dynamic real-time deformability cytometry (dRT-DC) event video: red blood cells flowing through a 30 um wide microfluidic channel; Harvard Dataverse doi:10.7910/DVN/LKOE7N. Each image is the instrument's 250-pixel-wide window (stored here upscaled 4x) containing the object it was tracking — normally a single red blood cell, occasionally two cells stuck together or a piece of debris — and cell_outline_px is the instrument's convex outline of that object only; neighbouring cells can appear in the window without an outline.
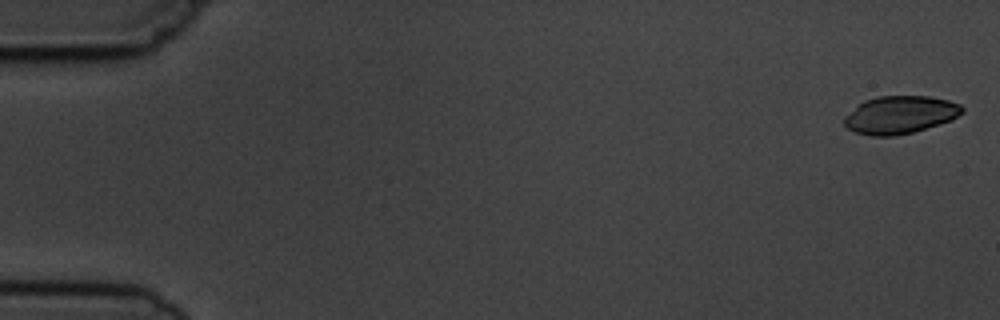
{"species": "common noctule bat (a hibernating species)", "species_latin": "Nyctalus noctula", "temperature_condition": "cold", "stored_images_in_passage": 6, "camera_frame_rate_fps": 3000, "um_per_image_px": 0.085, "animal": {"sex": "male", "body_mass_g": 19.5, "forearm_length_mm": 54.6}, "frame": {"image": 1, "passage_image": 1, "time_ms": 0.0, "image_size_px": [1000, 320], "cell_outline_px": [[964, 112], [952, 120], [912, 132], [896, 136], [872, 136], [856, 132], [848, 128], [844, 124], [844, 116], [864, 100], [880, 96], [928, 96], [948, 100], [960, 104], [964, 108]], "centroid_in_image_um": [76.52, 9.76], "position_along_channel_um": 8.5, "area_um2": 25.89}}
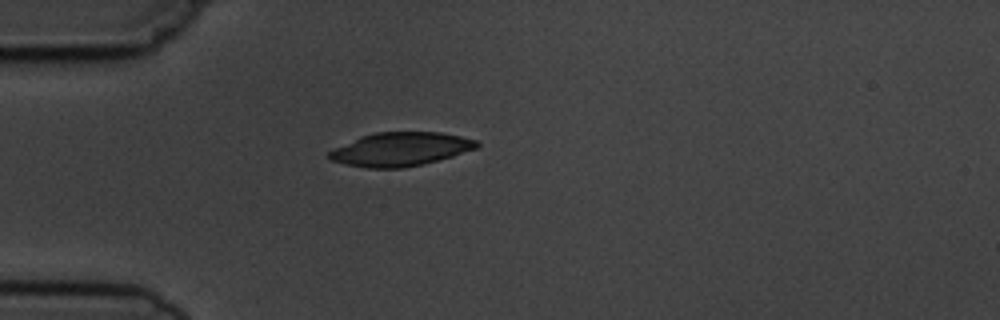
{"frame": {"image": 2, "passage_image": 5, "time_ms": 4.667, "image_size_px": [1000, 320], "cell_outline_px": [[480, 144], [476, 148], [452, 156], [420, 164], [400, 168], [368, 168], [344, 164], [332, 160], [328, 156], [328, 152], [360, 136], [376, 132], [440, 132], [460, 136], [476, 140]], "centroid_in_image_um": [34.03, 12.67], "position_along_channel_um": 51.0, "area_um2": 28.55}}